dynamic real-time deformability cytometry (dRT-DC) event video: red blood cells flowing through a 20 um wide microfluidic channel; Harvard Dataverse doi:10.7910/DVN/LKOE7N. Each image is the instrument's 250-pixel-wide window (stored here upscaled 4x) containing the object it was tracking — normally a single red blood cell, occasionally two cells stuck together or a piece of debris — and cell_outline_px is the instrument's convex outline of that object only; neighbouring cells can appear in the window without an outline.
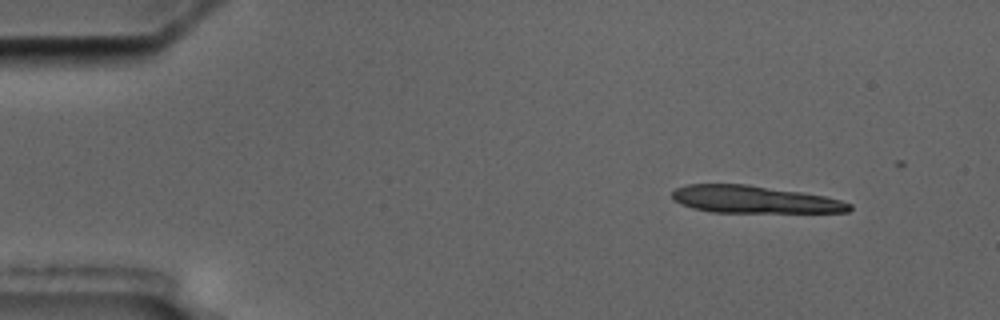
{"species": "common noctule bat (a hibernating species)", "species_latin": "Nyctalus noctula", "temperature_condition": "cold", "stored_images_in_passage": 9, "segment_of_instrument_passage": [1, 2], "camera_frame_rate_fps": 3000, "um_per_image_px": 0.085, "animal": {"sex": "male", "body_mass_g": 17.5, "forearm_length_mm": 52.3}, "frame": {"image": 1, "passage_image": 1, "time_ms": 0.0, "image_size_px": [1000, 320], "cell_outline_px": [[852, 208], [848, 212], [712, 212], [692, 208], [680, 204], [672, 200], [672, 192], [676, 188], [688, 184], [748, 184], [800, 192], [824, 196], [840, 200], [852, 204]], "centroid_in_image_um": [64.07, 16.95], "position_along_channel_um": 20.9, "area_um2": 28.21}}